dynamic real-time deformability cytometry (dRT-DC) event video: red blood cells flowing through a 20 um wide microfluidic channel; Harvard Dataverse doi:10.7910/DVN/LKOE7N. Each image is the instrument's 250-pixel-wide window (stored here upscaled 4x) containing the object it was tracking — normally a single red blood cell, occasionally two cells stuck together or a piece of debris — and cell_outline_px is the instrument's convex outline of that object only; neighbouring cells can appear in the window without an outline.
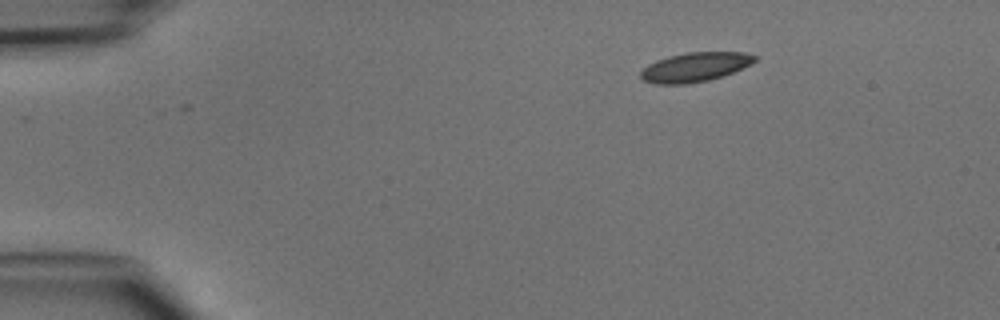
{"species": "common noctule bat (a hibernating species)", "species_latin": "Nyctalus noctula", "temperature_condition": "cold", "stored_images_in_passage": 6, "segment_of_instrument_passage": [2, 2], "camera_frame_rate_fps": 3000, "um_per_image_px": 0.085, "animal": {"sex": "male", "body_mass_g": 15.6}, "frame": {"image": 1, "passage_image": 6, "time_ms": 5.667, "image_size_px": [1000, 320], "cell_outline_px": [[756, 60], [752, 64], [732, 72], [708, 80], [684, 84], [656, 84], [644, 80], [640, 76], [640, 72], [648, 64], [656, 60], [668, 56], [688, 52], [744, 52], [756, 56]], "centroid_in_image_um": [59.06, 5.69], "position_along_channel_um": 25.9, "area_um2": 19.31}}